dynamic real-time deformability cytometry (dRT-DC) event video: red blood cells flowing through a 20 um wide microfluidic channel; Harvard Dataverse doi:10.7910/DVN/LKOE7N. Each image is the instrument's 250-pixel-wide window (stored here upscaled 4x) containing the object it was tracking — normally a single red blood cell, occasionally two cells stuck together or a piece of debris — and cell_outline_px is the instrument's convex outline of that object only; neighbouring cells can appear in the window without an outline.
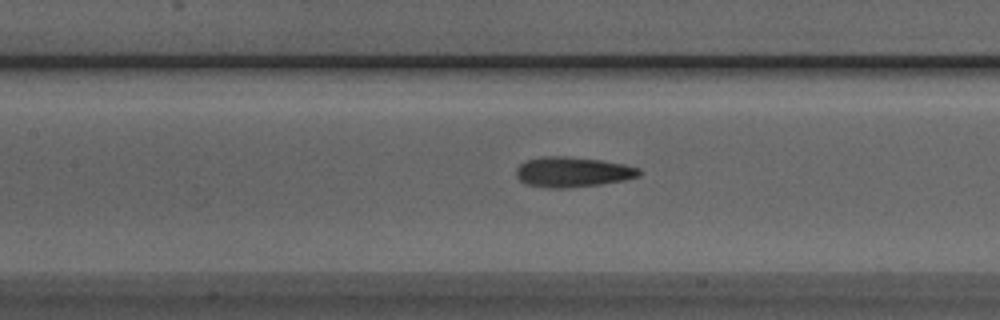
{"species": "Egyptian fruit bat (a non-hibernating species)", "species_latin": "Rousettus aegyptiacus", "temperature_condition": "room temperature", "stored_images_in_passage": 38, "camera_frame_rate_fps": 3000, "um_per_image_px": 0.085, "animal": {"sex": "male"}, "frame": {"image": 1, "passage_image": 13, "time_ms": 4.0, "image_size_px": [1000, 320], "cell_outline_px": [[640, 176], [624, 180], [600, 184], [568, 188], [548, 188], [524, 184], [516, 176], [516, 168], [520, 164], [528, 160], [540, 156], [564, 156], [600, 160], [624, 164], [640, 168]], "centroid_in_image_um": [48.65, 14.62], "position_along_channel_um": 158.8, "area_um2": 21.68}}
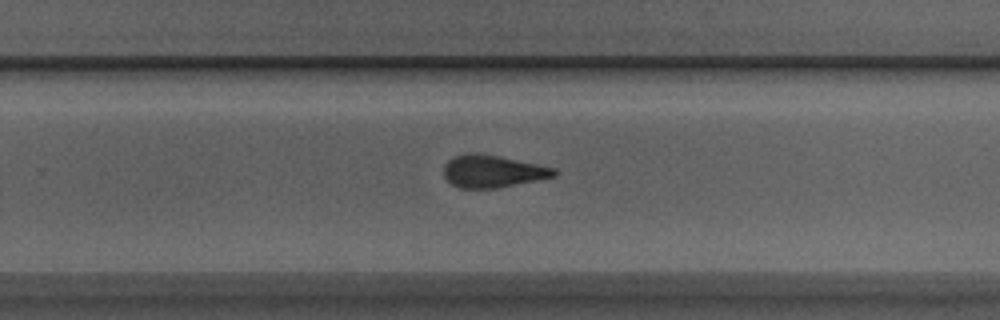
{"frame": {"image": 2, "passage_image": 23, "time_ms": 7.333, "image_size_px": [1000, 320], "cell_outline_px": [[556, 176], [496, 188], [460, 188], [452, 184], [444, 176], [444, 164], [452, 156], [468, 152], [476, 152], [556, 168]], "centroid_in_image_um": [41.82, 14.55], "position_along_channel_um": 288.0, "area_um2": 20.63}}
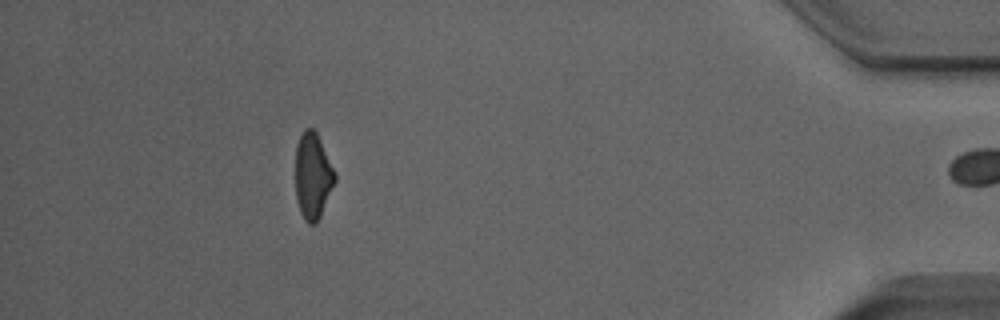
{"frame": {"image": 3, "passage_image": 37, "time_ms": 12.0, "image_size_px": [1000, 320], "cell_outline_px": [[336, 180], [320, 216], [316, 224], [308, 224], [304, 220], [300, 212], [296, 200], [296, 144], [304, 128], [312, 128], [316, 132], [336, 172]], "centroid_in_image_um": [26.58, 14.96], "position_along_channel_um": 408.6, "area_um2": 19.83}, "authors_computed_cell_mechanics": {"area_um2": 21.1837, "velocity_mm_per_s": 3.8904, "shape_relaxation_time_tau1_ms": 5.6982, "shape_relaxation_time_tau2_ms": 2.7197, "deformation_change_tau1": 0.1507, "deformation_change_tau2": 0.1187}}